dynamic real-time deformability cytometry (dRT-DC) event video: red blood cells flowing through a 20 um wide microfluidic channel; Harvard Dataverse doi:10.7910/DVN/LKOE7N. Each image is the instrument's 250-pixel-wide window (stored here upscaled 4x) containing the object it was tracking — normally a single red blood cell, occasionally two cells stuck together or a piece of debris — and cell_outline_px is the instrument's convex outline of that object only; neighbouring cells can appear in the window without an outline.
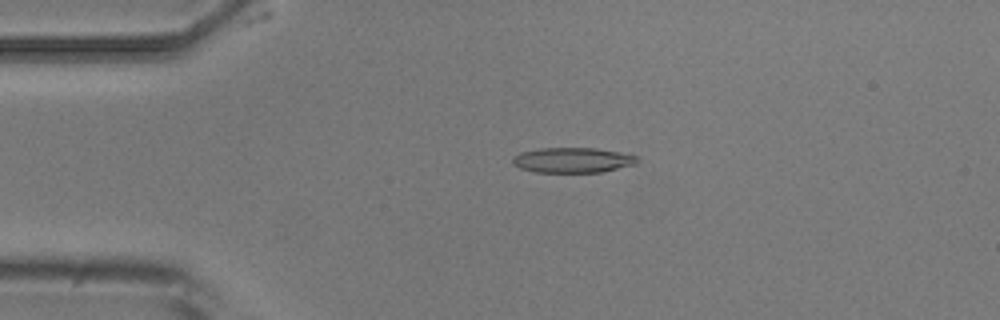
{"species": "common noctule bat (a hibernating species)", "species_latin": "Nyctalus noctula", "temperature_condition": "room temperature", "stored_images_in_passage": 2, "camera_frame_rate_fps": 3000, "um_per_image_px": 0.085, "animal": {"sex": "male", "body_mass_g": 20.5, "forearm_length_mm": 52.5}, "frame": {"image": 1, "passage_image": 1, "time_ms": 0.0, "image_size_px": [1000, 320], "cell_outline_px": [[640, 160], [636, 164], [600, 172], [536, 172], [520, 168], [512, 164], [512, 156], [520, 152], [540, 148], [596, 148], [620, 152], [640, 156]], "centroid_in_image_um": [48.68, 13.6], "position_along_channel_um": 36.3, "area_um2": 18.44}}